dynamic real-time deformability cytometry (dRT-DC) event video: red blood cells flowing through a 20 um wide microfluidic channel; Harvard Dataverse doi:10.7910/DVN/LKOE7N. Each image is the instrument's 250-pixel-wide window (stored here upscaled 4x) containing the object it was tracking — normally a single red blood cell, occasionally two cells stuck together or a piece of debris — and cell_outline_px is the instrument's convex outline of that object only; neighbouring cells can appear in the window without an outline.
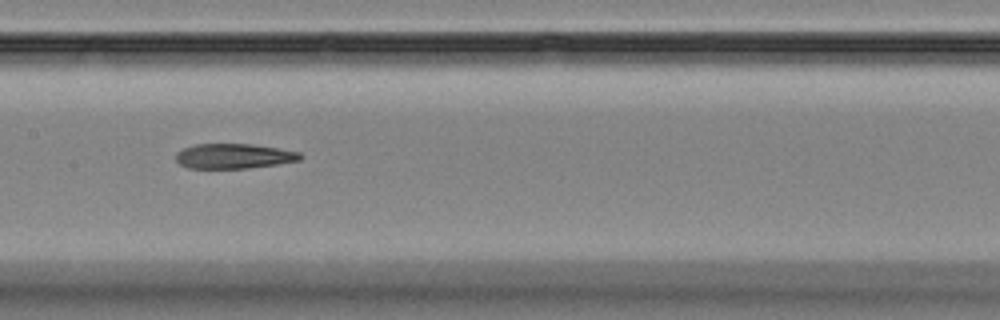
{"species": "Egyptian fruit bat (a non-hibernating species)", "species_latin": "Rousettus aegyptiacus", "temperature_condition": "room temperature", "stored_images_in_passage": 13, "camera_frame_rate_fps": 3000, "um_per_image_px": 0.085, "animal": {"sex": "female"}, "frame": {"image": 1, "passage_image": 8, "time_ms": 9.0, "image_size_px": [1000, 320], "cell_outline_px": [[304, 156], [300, 160], [276, 164], [248, 168], [188, 168], [180, 164], [176, 160], [176, 152], [184, 148], [196, 144], [252, 144], [300, 152]], "centroid_in_image_um": [19.87, 13.27], "position_along_channel_um": 187.5, "area_um2": 17.98}}
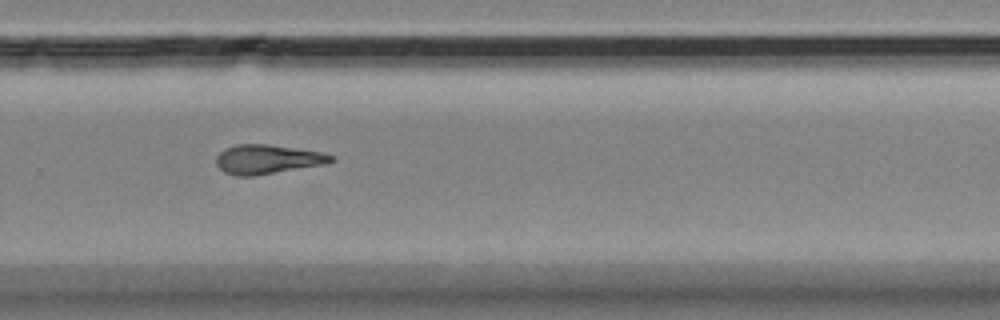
{"frame": {"image": 2, "passage_image": 11, "time_ms": 12.333, "image_size_px": [1000, 320], "cell_outline_px": [[336, 160], [328, 164], [256, 176], [236, 176], [224, 172], [216, 164], [216, 156], [224, 148], [236, 144], [268, 144], [324, 152], [332, 156]], "centroid_in_image_um": [22.76, 13.54], "position_along_channel_um": 307.0, "area_um2": 19.94}}
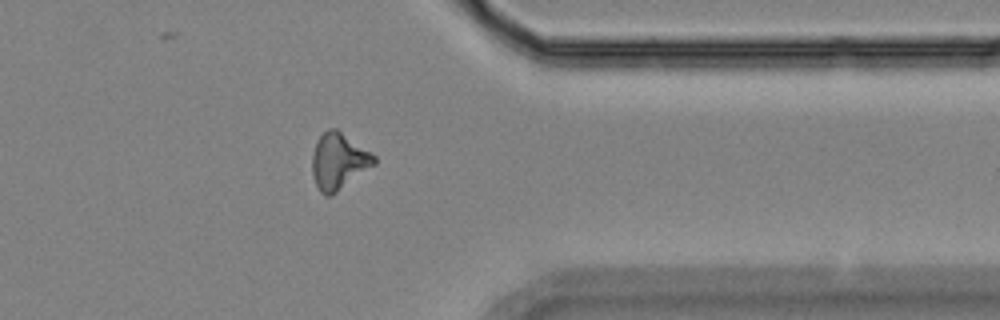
{"frame": {"image": 3, "passage_image": 13, "time_ms": 14.667, "image_size_px": [1000, 320], "cell_outline_px": [[376, 164], [332, 196], [324, 196], [320, 192], [312, 176], [312, 152], [316, 140], [328, 128], [336, 128], [376, 156]], "centroid_in_image_um": [28.77, 13.72], "position_along_channel_um": 382.6, "area_um2": 20.52}, "authors_computed_cell_mechanics": {"area_um2": 19.074, "velocity_mm_per_s": 3.6007, "shape_relaxation_time_tau1_ms": 6.9228, "shape_relaxation_time_tau2_ms": null, "deformation_change_tau1": 0.1503, "deformation_change_tau2": null}}